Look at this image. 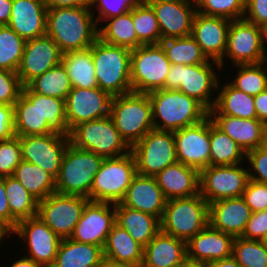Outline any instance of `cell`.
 I'll return each instance as SVG.
<instances>
[{
  "mask_svg": "<svg viewBox=\"0 0 267 267\" xmlns=\"http://www.w3.org/2000/svg\"><path fill=\"white\" fill-rule=\"evenodd\" d=\"M91 7L48 8L46 35L62 53L90 48L98 39V25Z\"/></svg>",
  "mask_w": 267,
  "mask_h": 267,
  "instance_id": "6da1fadb",
  "label": "cell"
},
{
  "mask_svg": "<svg viewBox=\"0 0 267 267\" xmlns=\"http://www.w3.org/2000/svg\"><path fill=\"white\" fill-rule=\"evenodd\" d=\"M148 95L154 129L175 132L209 116V111L200 102L179 90L159 89Z\"/></svg>",
  "mask_w": 267,
  "mask_h": 267,
  "instance_id": "7a4b0ae2",
  "label": "cell"
},
{
  "mask_svg": "<svg viewBox=\"0 0 267 267\" xmlns=\"http://www.w3.org/2000/svg\"><path fill=\"white\" fill-rule=\"evenodd\" d=\"M90 49L98 88L112 97L132 92L131 49L104 43L99 38Z\"/></svg>",
  "mask_w": 267,
  "mask_h": 267,
  "instance_id": "3957f363",
  "label": "cell"
},
{
  "mask_svg": "<svg viewBox=\"0 0 267 267\" xmlns=\"http://www.w3.org/2000/svg\"><path fill=\"white\" fill-rule=\"evenodd\" d=\"M110 117L130 148L154 129L152 105L148 94L130 92L113 96Z\"/></svg>",
  "mask_w": 267,
  "mask_h": 267,
  "instance_id": "277c9868",
  "label": "cell"
},
{
  "mask_svg": "<svg viewBox=\"0 0 267 267\" xmlns=\"http://www.w3.org/2000/svg\"><path fill=\"white\" fill-rule=\"evenodd\" d=\"M214 66L219 72L222 70L220 63L212 60L188 66L171 64L165 79V90H179L196 99L210 111L216 101V97L212 101L211 96L214 95V90L222 87Z\"/></svg>",
  "mask_w": 267,
  "mask_h": 267,
  "instance_id": "5b68a950",
  "label": "cell"
},
{
  "mask_svg": "<svg viewBox=\"0 0 267 267\" xmlns=\"http://www.w3.org/2000/svg\"><path fill=\"white\" fill-rule=\"evenodd\" d=\"M209 225V203L200 195L166 201L160 231L188 242Z\"/></svg>",
  "mask_w": 267,
  "mask_h": 267,
  "instance_id": "8992f818",
  "label": "cell"
},
{
  "mask_svg": "<svg viewBox=\"0 0 267 267\" xmlns=\"http://www.w3.org/2000/svg\"><path fill=\"white\" fill-rule=\"evenodd\" d=\"M104 159L103 156L76 148L69 143L56 178V192L89 199L94 177Z\"/></svg>",
  "mask_w": 267,
  "mask_h": 267,
  "instance_id": "52a82bcc",
  "label": "cell"
},
{
  "mask_svg": "<svg viewBox=\"0 0 267 267\" xmlns=\"http://www.w3.org/2000/svg\"><path fill=\"white\" fill-rule=\"evenodd\" d=\"M70 143L76 148L104 158L128 154L131 148L120 136L110 116L83 122L70 131Z\"/></svg>",
  "mask_w": 267,
  "mask_h": 267,
  "instance_id": "ba28073f",
  "label": "cell"
},
{
  "mask_svg": "<svg viewBox=\"0 0 267 267\" xmlns=\"http://www.w3.org/2000/svg\"><path fill=\"white\" fill-rule=\"evenodd\" d=\"M136 174V163L131 152L105 158L94 177L89 200L119 203Z\"/></svg>",
  "mask_w": 267,
  "mask_h": 267,
  "instance_id": "9c48e42d",
  "label": "cell"
},
{
  "mask_svg": "<svg viewBox=\"0 0 267 267\" xmlns=\"http://www.w3.org/2000/svg\"><path fill=\"white\" fill-rule=\"evenodd\" d=\"M171 63L160 44L142 45L131 50L132 92L149 94L165 89Z\"/></svg>",
  "mask_w": 267,
  "mask_h": 267,
  "instance_id": "30bf717a",
  "label": "cell"
},
{
  "mask_svg": "<svg viewBox=\"0 0 267 267\" xmlns=\"http://www.w3.org/2000/svg\"><path fill=\"white\" fill-rule=\"evenodd\" d=\"M233 65L260 64L267 61L265 29L246 19L232 20L224 57Z\"/></svg>",
  "mask_w": 267,
  "mask_h": 267,
  "instance_id": "8fae6325",
  "label": "cell"
},
{
  "mask_svg": "<svg viewBox=\"0 0 267 267\" xmlns=\"http://www.w3.org/2000/svg\"><path fill=\"white\" fill-rule=\"evenodd\" d=\"M136 171L140 175L155 176L177 162L174 134L171 131L150 130L131 147Z\"/></svg>",
  "mask_w": 267,
  "mask_h": 267,
  "instance_id": "7c38bea8",
  "label": "cell"
},
{
  "mask_svg": "<svg viewBox=\"0 0 267 267\" xmlns=\"http://www.w3.org/2000/svg\"><path fill=\"white\" fill-rule=\"evenodd\" d=\"M89 201L83 196L54 192L38 201V216L61 239L70 238Z\"/></svg>",
  "mask_w": 267,
  "mask_h": 267,
  "instance_id": "4fadbf2b",
  "label": "cell"
},
{
  "mask_svg": "<svg viewBox=\"0 0 267 267\" xmlns=\"http://www.w3.org/2000/svg\"><path fill=\"white\" fill-rule=\"evenodd\" d=\"M240 164L209 166L200 170L199 194L212 202L241 197L249 181L248 169Z\"/></svg>",
  "mask_w": 267,
  "mask_h": 267,
  "instance_id": "5bb4252c",
  "label": "cell"
},
{
  "mask_svg": "<svg viewBox=\"0 0 267 267\" xmlns=\"http://www.w3.org/2000/svg\"><path fill=\"white\" fill-rule=\"evenodd\" d=\"M27 243L28 254L41 267H51L55 261L61 238L37 215L19 221L12 232Z\"/></svg>",
  "mask_w": 267,
  "mask_h": 267,
  "instance_id": "9a60e30c",
  "label": "cell"
},
{
  "mask_svg": "<svg viewBox=\"0 0 267 267\" xmlns=\"http://www.w3.org/2000/svg\"><path fill=\"white\" fill-rule=\"evenodd\" d=\"M22 160L36 164L57 178L69 137L51 133L19 137Z\"/></svg>",
  "mask_w": 267,
  "mask_h": 267,
  "instance_id": "2e32d148",
  "label": "cell"
},
{
  "mask_svg": "<svg viewBox=\"0 0 267 267\" xmlns=\"http://www.w3.org/2000/svg\"><path fill=\"white\" fill-rule=\"evenodd\" d=\"M112 96L98 87L72 88L65 99V117L71 131L75 126L110 116Z\"/></svg>",
  "mask_w": 267,
  "mask_h": 267,
  "instance_id": "e0dca14e",
  "label": "cell"
},
{
  "mask_svg": "<svg viewBox=\"0 0 267 267\" xmlns=\"http://www.w3.org/2000/svg\"><path fill=\"white\" fill-rule=\"evenodd\" d=\"M154 10L161 40L191 35L197 13L195 0H145ZM192 5V6H191Z\"/></svg>",
  "mask_w": 267,
  "mask_h": 267,
  "instance_id": "ac0fdd59",
  "label": "cell"
},
{
  "mask_svg": "<svg viewBox=\"0 0 267 267\" xmlns=\"http://www.w3.org/2000/svg\"><path fill=\"white\" fill-rule=\"evenodd\" d=\"M177 162L198 169L210 166V117L175 132Z\"/></svg>",
  "mask_w": 267,
  "mask_h": 267,
  "instance_id": "d6986e66",
  "label": "cell"
},
{
  "mask_svg": "<svg viewBox=\"0 0 267 267\" xmlns=\"http://www.w3.org/2000/svg\"><path fill=\"white\" fill-rule=\"evenodd\" d=\"M114 223V203L89 201L70 238L74 241L104 247Z\"/></svg>",
  "mask_w": 267,
  "mask_h": 267,
  "instance_id": "ffe728a7",
  "label": "cell"
},
{
  "mask_svg": "<svg viewBox=\"0 0 267 267\" xmlns=\"http://www.w3.org/2000/svg\"><path fill=\"white\" fill-rule=\"evenodd\" d=\"M62 52L53 39L44 35L25 42L17 75L23 86L61 63Z\"/></svg>",
  "mask_w": 267,
  "mask_h": 267,
  "instance_id": "44dd1931",
  "label": "cell"
},
{
  "mask_svg": "<svg viewBox=\"0 0 267 267\" xmlns=\"http://www.w3.org/2000/svg\"><path fill=\"white\" fill-rule=\"evenodd\" d=\"M231 20L223 17L206 16L196 13L191 36L197 41L208 60L224 66V54Z\"/></svg>",
  "mask_w": 267,
  "mask_h": 267,
  "instance_id": "7402d4cb",
  "label": "cell"
},
{
  "mask_svg": "<svg viewBox=\"0 0 267 267\" xmlns=\"http://www.w3.org/2000/svg\"><path fill=\"white\" fill-rule=\"evenodd\" d=\"M167 199L155 176L136 174L120 203L130 209L156 216L161 220Z\"/></svg>",
  "mask_w": 267,
  "mask_h": 267,
  "instance_id": "603a6c76",
  "label": "cell"
},
{
  "mask_svg": "<svg viewBox=\"0 0 267 267\" xmlns=\"http://www.w3.org/2000/svg\"><path fill=\"white\" fill-rule=\"evenodd\" d=\"M47 6L44 0H12L7 24L25 41L46 35Z\"/></svg>",
  "mask_w": 267,
  "mask_h": 267,
  "instance_id": "cb8c5ba5",
  "label": "cell"
},
{
  "mask_svg": "<svg viewBox=\"0 0 267 267\" xmlns=\"http://www.w3.org/2000/svg\"><path fill=\"white\" fill-rule=\"evenodd\" d=\"M251 214L242 197L221 199L209 204V225L234 238L241 237Z\"/></svg>",
  "mask_w": 267,
  "mask_h": 267,
  "instance_id": "d4e9b609",
  "label": "cell"
},
{
  "mask_svg": "<svg viewBox=\"0 0 267 267\" xmlns=\"http://www.w3.org/2000/svg\"><path fill=\"white\" fill-rule=\"evenodd\" d=\"M234 237L208 225L187 242V259L209 263L232 256Z\"/></svg>",
  "mask_w": 267,
  "mask_h": 267,
  "instance_id": "484cf974",
  "label": "cell"
},
{
  "mask_svg": "<svg viewBox=\"0 0 267 267\" xmlns=\"http://www.w3.org/2000/svg\"><path fill=\"white\" fill-rule=\"evenodd\" d=\"M155 178L167 200L199 194L200 171L181 162L167 166Z\"/></svg>",
  "mask_w": 267,
  "mask_h": 267,
  "instance_id": "4316f807",
  "label": "cell"
},
{
  "mask_svg": "<svg viewBox=\"0 0 267 267\" xmlns=\"http://www.w3.org/2000/svg\"><path fill=\"white\" fill-rule=\"evenodd\" d=\"M187 260V242L159 231L144 247L141 267H181Z\"/></svg>",
  "mask_w": 267,
  "mask_h": 267,
  "instance_id": "83f0119b",
  "label": "cell"
},
{
  "mask_svg": "<svg viewBox=\"0 0 267 267\" xmlns=\"http://www.w3.org/2000/svg\"><path fill=\"white\" fill-rule=\"evenodd\" d=\"M212 122L245 152L260 147L267 126L258 119H241L222 114H209Z\"/></svg>",
  "mask_w": 267,
  "mask_h": 267,
  "instance_id": "f1b7e54d",
  "label": "cell"
},
{
  "mask_svg": "<svg viewBox=\"0 0 267 267\" xmlns=\"http://www.w3.org/2000/svg\"><path fill=\"white\" fill-rule=\"evenodd\" d=\"M115 222L144 247L160 231V220L156 216L130 209L120 202L115 204Z\"/></svg>",
  "mask_w": 267,
  "mask_h": 267,
  "instance_id": "f546056e",
  "label": "cell"
},
{
  "mask_svg": "<svg viewBox=\"0 0 267 267\" xmlns=\"http://www.w3.org/2000/svg\"><path fill=\"white\" fill-rule=\"evenodd\" d=\"M104 257L103 247L61 239L51 267H99Z\"/></svg>",
  "mask_w": 267,
  "mask_h": 267,
  "instance_id": "4dcf8cb0",
  "label": "cell"
},
{
  "mask_svg": "<svg viewBox=\"0 0 267 267\" xmlns=\"http://www.w3.org/2000/svg\"><path fill=\"white\" fill-rule=\"evenodd\" d=\"M103 254L111 260L142 266L144 246L115 222L107 236Z\"/></svg>",
  "mask_w": 267,
  "mask_h": 267,
  "instance_id": "1f68e13d",
  "label": "cell"
},
{
  "mask_svg": "<svg viewBox=\"0 0 267 267\" xmlns=\"http://www.w3.org/2000/svg\"><path fill=\"white\" fill-rule=\"evenodd\" d=\"M209 114H222L241 119H257L254 96L236 89L230 83L223 85Z\"/></svg>",
  "mask_w": 267,
  "mask_h": 267,
  "instance_id": "d6a6232c",
  "label": "cell"
},
{
  "mask_svg": "<svg viewBox=\"0 0 267 267\" xmlns=\"http://www.w3.org/2000/svg\"><path fill=\"white\" fill-rule=\"evenodd\" d=\"M4 187L10 209V231L23 219L38 215V200L14 177H4Z\"/></svg>",
  "mask_w": 267,
  "mask_h": 267,
  "instance_id": "836d02e7",
  "label": "cell"
},
{
  "mask_svg": "<svg viewBox=\"0 0 267 267\" xmlns=\"http://www.w3.org/2000/svg\"><path fill=\"white\" fill-rule=\"evenodd\" d=\"M14 134L19 137L53 133L39 112V100H27L22 94L13 105Z\"/></svg>",
  "mask_w": 267,
  "mask_h": 267,
  "instance_id": "e575fe53",
  "label": "cell"
},
{
  "mask_svg": "<svg viewBox=\"0 0 267 267\" xmlns=\"http://www.w3.org/2000/svg\"><path fill=\"white\" fill-rule=\"evenodd\" d=\"M61 63L66 69L72 88L98 87L90 48L62 53Z\"/></svg>",
  "mask_w": 267,
  "mask_h": 267,
  "instance_id": "d590c367",
  "label": "cell"
},
{
  "mask_svg": "<svg viewBox=\"0 0 267 267\" xmlns=\"http://www.w3.org/2000/svg\"><path fill=\"white\" fill-rule=\"evenodd\" d=\"M12 176L38 201L56 192V179L36 164L22 160Z\"/></svg>",
  "mask_w": 267,
  "mask_h": 267,
  "instance_id": "8d00e7d4",
  "label": "cell"
},
{
  "mask_svg": "<svg viewBox=\"0 0 267 267\" xmlns=\"http://www.w3.org/2000/svg\"><path fill=\"white\" fill-rule=\"evenodd\" d=\"M210 166L242 164L246 152L210 118Z\"/></svg>",
  "mask_w": 267,
  "mask_h": 267,
  "instance_id": "74e56055",
  "label": "cell"
},
{
  "mask_svg": "<svg viewBox=\"0 0 267 267\" xmlns=\"http://www.w3.org/2000/svg\"><path fill=\"white\" fill-rule=\"evenodd\" d=\"M27 100H39V112L46 119L48 128L53 132L66 137L70 136L65 117V100L48 97L33 92L27 85L23 86L21 93Z\"/></svg>",
  "mask_w": 267,
  "mask_h": 267,
  "instance_id": "f35d334b",
  "label": "cell"
},
{
  "mask_svg": "<svg viewBox=\"0 0 267 267\" xmlns=\"http://www.w3.org/2000/svg\"><path fill=\"white\" fill-rule=\"evenodd\" d=\"M108 23L98 28V38L104 43L137 48V34L132 20V9L120 16L106 19Z\"/></svg>",
  "mask_w": 267,
  "mask_h": 267,
  "instance_id": "ab89813d",
  "label": "cell"
},
{
  "mask_svg": "<svg viewBox=\"0 0 267 267\" xmlns=\"http://www.w3.org/2000/svg\"><path fill=\"white\" fill-rule=\"evenodd\" d=\"M159 44L164 49L166 57L171 64L188 66L209 61L191 35L161 40Z\"/></svg>",
  "mask_w": 267,
  "mask_h": 267,
  "instance_id": "60d3db41",
  "label": "cell"
},
{
  "mask_svg": "<svg viewBox=\"0 0 267 267\" xmlns=\"http://www.w3.org/2000/svg\"><path fill=\"white\" fill-rule=\"evenodd\" d=\"M27 86L33 91L48 97L65 100L72 86L62 63L35 77Z\"/></svg>",
  "mask_w": 267,
  "mask_h": 267,
  "instance_id": "b9f144b4",
  "label": "cell"
},
{
  "mask_svg": "<svg viewBox=\"0 0 267 267\" xmlns=\"http://www.w3.org/2000/svg\"><path fill=\"white\" fill-rule=\"evenodd\" d=\"M132 20L137 34V47L160 43L161 33L155 12L145 0L132 8Z\"/></svg>",
  "mask_w": 267,
  "mask_h": 267,
  "instance_id": "7bdbcfd3",
  "label": "cell"
},
{
  "mask_svg": "<svg viewBox=\"0 0 267 267\" xmlns=\"http://www.w3.org/2000/svg\"><path fill=\"white\" fill-rule=\"evenodd\" d=\"M239 70L229 82L246 94L256 96L267 89V61L260 64L235 65Z\"/></svg>",
  "mask_w": 267,
  "mask_h": 267,
  "instance_id": "ee69618b",
  "label": "cell"
},
{
  "mask_svg": "<svg viewBox=\"0 0 267 267\" xmlns=\"http://www.w3.org/2000/svg\"><path fill=\"white\" fill-rule=\"evenodd\" d=\"M25 42L7 25L0 26V69L17 72Z\"/></svg>",
  "mask_w": 267,
  "mask_h": 267,
  "instance_id": "f6af8a7d",
  "label": "cell"
},
{
  "mask_svg": "<svg viewBox=\"0 0 267 267\" xmlns=\"http://www.w3.org/2000/svg\"><path fill=\"white\" fill-rule=\"evenodd\" d=\"M232 256L242 267H267V242L236 237Z\"/></svg>",
  "mask_w": 267,
  "mask_h": 267,
  "instance_id": "bcb514c9",
  "label": "cell"
},
{
  "mask_svg": "<svg viewBox=\"0 0 267 267\" xmlns=\"http://www.w3.org/2000/svg\"><path fill=\"white\" fill-rule=\"evenodd\" d=\"M195 4L198 13L231 21L242 19L245 13V0H195Z\"/></svg>",
  "mask_w": 267,
  "mask_h": 267,
  "instance_id": "7dc6e473",
  "label": "cell"
},
{
  "mask_svg": "<svg viewBox=\"0 0 267 267\" xmlns=\"http://www.w3.org/2000/svg\"><path fill=\"white\" fill-rule=\"evenodd\" d=\"M21 161L19 136L0 141V177L12 176Z\"/></svg>",
  "mask_w": 267,
  "mask_h": 267,
  "instance_id": "c3c4849f",
  "label": "cell"
},
{
  "mask_svg": "<svg viewBox=\"0 0 267 267\" xmlns=\"http://www.w3.org/2000/svg\"><path fill=\"white\" fill-rule=\"evenodd\" d=\"M143 0H92V7L99 10L98 16L95 19L97 25L101 21H106L113 17H117L129 12L132 8L139 5Z\"/></svg>",
  "mask_w": 267,
  "mask_h": 267,
  "instance_id": "681fc988",
  "label": "cell"
},
{
  "mask_svg": "<svg viewBox=\"0 0 267 267\" xmlns=\"http://www.w3.org/2000/svg\"><path fill=\"white\" fill-rule=\"evenodd\" d=\"M23 85L17 73L0 69V104L13 106L22 93Z\"/></svg>",
  "mask_w": 267,
  "mask_h": 267,
  "instance_id": "f907efd6",
  "label": "cell"
},
{
  "mask_svg": "<svg viewBox=\"0 0 267 267\" xmlns=\"http://www.w3.org/2000/svg\"><path fill=\"white\" fill-rule=\"evenodd\" d=\"M241 197L252 213L267 210V184L249 179Z\"/></svg>",
  "mask_w": 267,
  "mask_h": 267,
  "instance_id": "816d5d0a",
  "label": "cell"
},
{
  "mask_svg": "<svg viewBox=\"0 0 267 267\" xmlns=\"http://www.w3.org/2000/svg\"><path fill=\"white\" fill-rule=\"evenodd\" d=\"M246 158L250 164L249 179L267 184V154L258 147L246 152Z\"/></svg>",
  "mask_w": 267,
  "mask_h": 267,
  "instance_id": "f5cc1de1",
  "label": "cell"
},
{
  "mask_svg": "<svg viewBox=\"0 0 267 267\" xmlns=\"http://www.w3.org/2000/svg\"><path fill=\"white\" fill-rule=\"evenodd\" d=\"M241 237L267 242V210L251 214Z\"/></svg>",
  "mask_w": 267,
  "mask_h": 267,
  "instance_id": "db71d44e",
  "label": "cell"
},
{
  "mask_svg": "<svg viewBox=\"0 0 267 267\" xmlns=\"http://www.w3.org/2000/svg\"><path fill=\"white\" fill-rule=\"evenodd\" d=\"M244 19L267 28V0H245Z\"/></svg>",
  "mask_w": 267,
  "mask_h": 267,
  "instance_id": "11a10c76",
  "label": "cell"
},
{
  "mask_svg": "<svg viewBox=\"0 0 267 267\" xmlns=\"http://www.w3.org/2000/svg\"><path fill=\"white\" fill-rule=\"evenodd\" d=\"M14 135L13 106L0 104V141L9 139Z\"/></svg>",
  "mask_w": 267,
  "mask_h": 267,
  "instance_id": "9f6ffc18",
  "label": "cell"
},
{
  "mask_svg": "<svg viewBox=\"0 0 267 267\" xmlns=\"http://www.w3.org/2000/svg\"><path fill=\"white\" fill-rule=\"evenodd\" d=\"M0 222L10 230V209L4 187V177H0Z\"/></svg>",
  "mask_w": 267,
  "mask_h": 267,
  "instance_id": "6f0895ef",
  "label": "cell"
},
{
  "mask_svg": "<svg viewBox=\"0 0 267 267\" xmlns=\"http://www.w3.org/2000/svg\"><path fill=\"white\" fill-rule=\"evenodd\" d=\"M257 119L267 126V89L254 96Z\"/></svg>",
  "mask_w": 267,
  "mask_h": 267,
  "instance_id": "680465c9",
  "label": "cell"
},
{
  "mask_svg": "<svg viewBox=\"0 0 267 267\" xmlns=\"http://www.w3.org/2000/svg\"><path fill=\"white\" fill-rule=\"evenodd\" d=\"M47 8L91 7L92 0H44Z\"/></svg>",
  "mask_w": 267,
  "mask_h": 267,
  "instance_id": "91938a15",
  "label": "cell"
},
{
  "mask_svg": "<svg viewBox=\"0 0 267 267\" xmlns=\"http://www.w3.org/2000/svg\"><path fill=\"white\" fill-rule=\"evenodd\" d=\"M12 0H0V26L7 25L11 17Z\"/></svg>",
  "mask_w": 267,
  "mask_h": 267,
  "instance_id": "94428289",
  "label": "cell"
},
{
  "mask_svg": "<svg viewBox=\"0 0 267 267\" xmlns=\"http://www.w3.org/2000/svg\"><path fill=\"white\" fill-rule=\"evenodd\" d=\"M209 267H242L233 256L208 263Z\"/></svg>",
  "mask_w": 267,
  "mask_h": 267,
  "instance_id": "6125c7cd",
  "label": "cell"
},
{
  "mask_svg": "<svg viewBox=\"0 0 267 267\" xmlns=\"http://www.w3.org/2000/svg\"><path fill=\"white\" fill-rule=\"evenodd\" d=\"M99 267H141V266H134L127 263L118 262L104 256Z\"/></svg>",
  "mask_w": 267,
  "mask_h": 267,
  "instance_id": "be15d7a7",
  "label": "cell"
},
{
  "mask_svg": "<svg viewBox=\"0 0 267 267\" xmlns=\"http://www.w3.org/2000/svg\"><path fill=\"white\" fill-rule=\"evenodd\" d=\"M10 267H41L38 263L34 262L32 259H29L25 256L17 261H14V263Z\"/></svg>",
  "mask_w": 267,
  "mask_h": 267,
  "instance_id": "e7e4bbea",
  "label": "cell"
},
{
  "mask_svg": "<svg viewBox=\"0 0 267 267\" xmlns=\"http://www.w3.org/2000/svg\"><path fill=\"white\" fill-rule=\"evenodd\" d=\"M10 234L12 235V232L2 222H0V245L2 244V241L5 240L3 238L10 236Z\"/></svg>",
  "mask_w": 267,
  "mask_h": 267,
  "instance_id": "03108f58",
  "label": "cell"
},
{
  "mask_svg": "<svg viewBox=\"0 0 267 267\" xmlns=\"http://www.w3.org/2000/svg\"><path fill=\"white\" fill-rule=\"evenodd\" d=\"M181 267H209L208 263L186 260Z\"/></svg>",
  "mask_w": 267,
  "mask_h": 267,
  "instance_id": "003e7915",
  "label": "cell"
},
{
  "mask_svg": "<svg viewBox=\"0 0 267 267\" xmlns=\"http://www.w3.org/2000/svg\"><path fill=\"white\" fill-rule=\"evenodd\" d=\"M259 148L267 154V129L265 130L263 134L262 141H261Z\"/></svg>",
  "mask_w": 267,
  "mask_h": 267,
  "instance_id": "a7ac6f4b",
  "label": "cell"
},
{
  "mask_svg": "<svg viewBox=\"0 0 267 267\" xmlns=\"http://www.w3.org/2000/svg\"><path fill=\"white\" fill-rule=\"evenodd\" d=\"M265 42H267V28H265Z\"/></svg>",
  "mask_w": 267,
  "mask_h": 267,
  "instance_id": "89a4df30",
  "label": "cell"
}]
</instances>
